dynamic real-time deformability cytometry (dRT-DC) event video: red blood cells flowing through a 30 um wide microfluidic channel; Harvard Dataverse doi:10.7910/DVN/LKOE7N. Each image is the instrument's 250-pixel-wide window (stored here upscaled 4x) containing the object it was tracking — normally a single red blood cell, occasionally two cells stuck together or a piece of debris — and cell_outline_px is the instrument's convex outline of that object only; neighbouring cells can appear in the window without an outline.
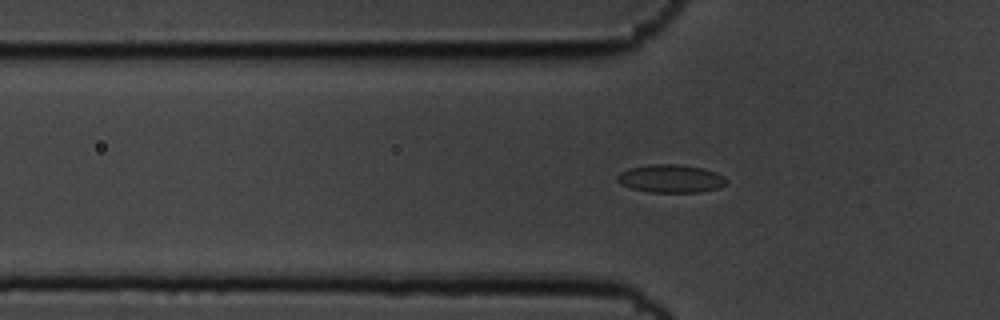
{"species": "common noctule bat (a hibernating species)", "species_latin": "Nyctalus noctula", "temperature_condition": "cold", "stored_images_in_passage": 57, "camera_frame_rate_fps": 3000, "um_per_image_px": 0.085, "animal": {"sex": "male", "body_mass_g": 19.5, "forearm_length_mm": 54.6}, "frame": {"image": 1, "passage_image": 18, "time_ms": 5.667, "image_size_px": [1000, 320], "cell_outline_px": [[728, 180], [724, 184], [716, 188], [700, 192], [648, 192], [632, 188], [620, 184], [616, 180], [616, 176], [620, 172], [628, 168], [652, 164], [676, 164], [704, 168], [716, 172], [724, 176]], "centroid_in_image_um": [56.99, 15.17], "position_along_channel_um": 68.8, "area_um2": 17.86}}
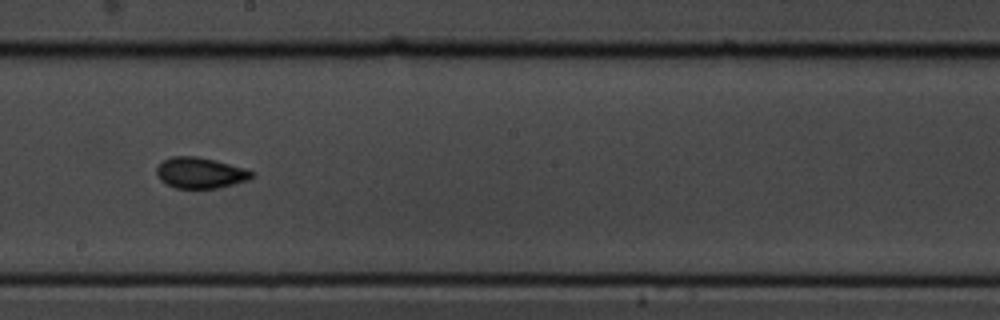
{"frame": {"image": 2, "passage_image": 32, "time_ms": 10.333, "image_size_px": [1000, 320], "cell_outline_px": [[256, 176], [248, 180], [220, 188], [176, 188], [160, 180], [156, 172], [156, 168], [164, 160], [172, 156], [196, 156], [216, 160], [244, 168], [256, 172]], "centroid_in_image_um": [17.07, 14.69], "position_along_channel_um": 231.1, "area_um2": 17.22}}
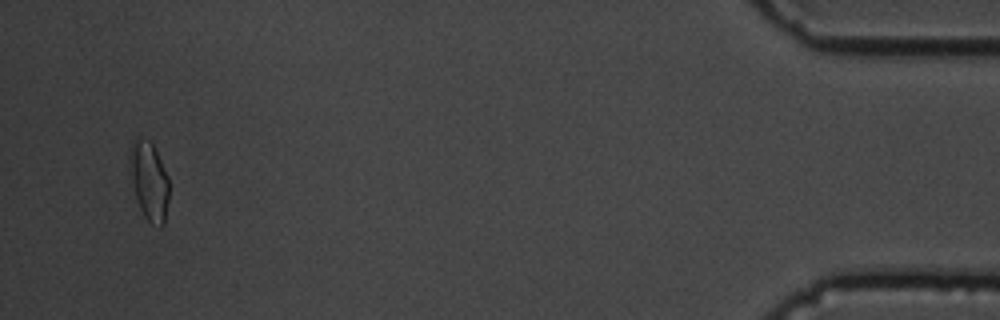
{"frame": {"image": 3, "passage_image": 55, "time_ms": 18.0, "image_size_px": [1000, 320], "cell_outline_px": [[168, 200], [164, 224], [160, 228], [152, 224], [144, 216], [136, 200], [128, 156], [128, 152], [136, 136], [140, 136], [152, 140], [168, 176]], "centroid_in_image_um": [12.67, 15.32], "position_along_channel_um": 422.5, "area_um2": 18.26}, "authors_computed_cell_mechanics": {"area_um2": 17.051, "velocity_mm_per_s": 3.484, "shape_relaxation_time_tau1_ms": 4.7693, "shape_relaxation_time_tau2_ms": 0.9477, "deformation_change_tau1": 0.1373, "deformation_change_tau2": 0.0495}}